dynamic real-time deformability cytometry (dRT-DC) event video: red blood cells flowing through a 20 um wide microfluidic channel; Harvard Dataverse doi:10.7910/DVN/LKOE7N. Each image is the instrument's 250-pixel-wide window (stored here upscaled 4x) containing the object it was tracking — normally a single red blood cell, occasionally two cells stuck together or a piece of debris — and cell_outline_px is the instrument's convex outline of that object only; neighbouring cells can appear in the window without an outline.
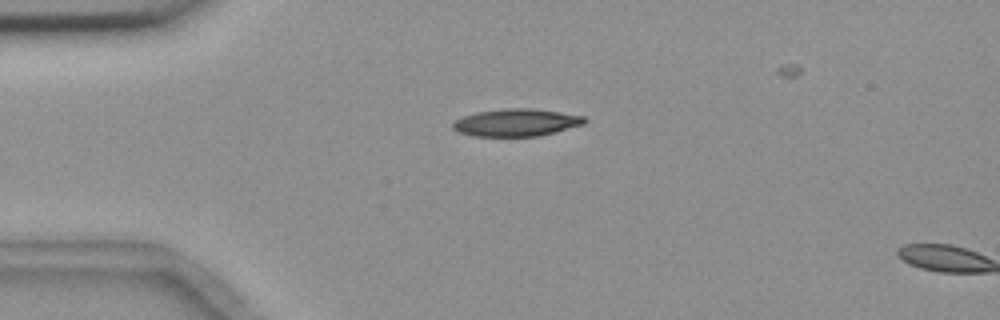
{"species": "common noctule bat (a hibernating species)", "species_latin": "Nyctalus noctula", "temperature_condition": "room temperature", "stored_images_in_passage": 2, "camera_frame_rate_fps": 3000, "um_per_image_px": 0.085, "animal": {"sex": "female", "body_mass_g": 18.4}, "frame": {"image": 1, "passage_image": 1, "time_ms": 0.0, "image_size_px": [1000, 320], "cell_outline_px": [[588, 120], [584, 124], [556, 132], [540, 136], [472, 136], [460, 132], [452, 128], [452, 124], [456, 120], [464, 116], [476, 112], [504, 108], [532, 108], [560, 112], [584, 116]], "centroid_in_image_um": [43.91, 10.41], "position_along_channel_um": 41.1, "area_um2": 21.1}}